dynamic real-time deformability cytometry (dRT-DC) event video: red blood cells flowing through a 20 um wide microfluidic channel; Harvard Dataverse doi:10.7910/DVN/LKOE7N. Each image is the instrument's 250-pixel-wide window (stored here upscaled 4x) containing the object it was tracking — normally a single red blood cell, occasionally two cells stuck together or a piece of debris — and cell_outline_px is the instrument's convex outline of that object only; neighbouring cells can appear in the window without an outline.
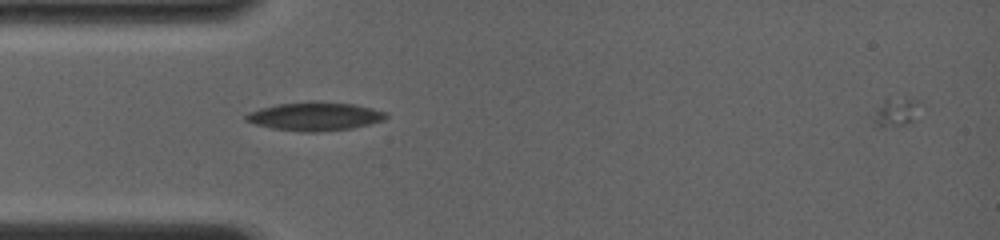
{"species": "common noctule bat (a hibernating species)", "species_latin": "Nyctalus noctula", "temperature_condition": "room temperature", "stored_images_in_passage": 2, "camera_frame_rate_fps": 4000, "um_per_image_px": 0.085, "animal": {"sex": "female", "body_mass_g": 19.0, "forearm_length_mm": 56.7}, "frame": {"image": 1, "passage_image": 1, "time_ms": 0.0, "image_size_px": [1000, 240], "cell_outline_px": [[388, 116], [384, 120], [352, 128], [316, 132], [304, 132], [272, 128], [256, 124], [244, 120], [244, 116], [248, 112], [260, 108], [276, 104], [312, 100], [316, 100], [352, 104], [372, 108], [388, 112]], "centroid_in_image_um": [26.75, 9.87], "position_along_channel_um": 58.2, "area_um2": 23.47}}